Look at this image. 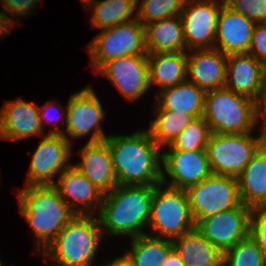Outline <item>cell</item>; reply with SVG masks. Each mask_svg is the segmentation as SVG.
<instances>
[{
  "mask_svg": "<svg viewBox=\"0 0 266 266\" xmlns=\"http://www.w3.org/2000/svg\"><path fill=\"white\" fill-rule=\"evenodd\" d=\"M107 142L118 185H148L161 183L162 148L148 130L131 135H108Z\"/></svg>",
  "mask_w": 266,
  "mask_h": 266,
  "instance_id": "obj_1",
  "label": "cell"
},
{
  "mask_svg": "<svg viewBox=\"0 0 266 266\" xmlns=\"http://www.w3.org/2000/svg\"><path fill=\"white\" fill-rule=\"evenodd\" d=\"M155 186L118 185L104 195L97 212L103 236H128L130 239L147 234Z\"/></svg>",
  "mask_w": 266,
  "mask_h": 266,
  "instance_id": "obj_2",
  "label": "cell"
},
{
  "mask_svg": "<svg viewBox=\"0 0 266 266\" xmlns=\"http://www.w3.org/2000/svg\"><path fill=\"white\" fill-rule=\"evenodd\" d=\"M18 198L20 212L36 235L34 241L40 254L77 216L53 185L25 186Z\"/></svg>",
  "mask_w": 266,
  "mask_h": 266,
  "instance_id": "obj_3",
  "label": "cell"
},
{
  "mask_svg": "<svg viewBox=\"0 0 266 266\" xmlns=\"http://www.w3.org/2000/svg\"><path fill=\"white\" fill-rule=\"evenodd\" d=\"M95 215L75 216L42 252L47 262L59 266H94L98 246L104 238Z\"/></svg>",
  "mask_w": 266,
  "mask_h": 266,
  "instance_id": "obj_4",
  "label": "cell"
},
{
  "mask_svg": "<svg viewBox=\"0 0 266 266\" xmlns=\"http://www.w3.org/2000/svg\"><path fill=\"white\" fill-rule=\"evenodd\" d=\"M203 118L212 133L253 132L256 125V101L222 87L205 94Z\"/></svg>",
  "mask_w": 266,
  "mask_h": 266,
  "instance_id": "obj_5",
  "label": "cell"
},
{
  "mask_svg": "<svg viewBox=\"0 0 266 266\" xmlns=\"http://www.w3.org/2000/svg\"><path fill=\"white\" fill-rule=\"evenodd\" d=\"M165 187V188H163ZM151 236L174 240L195 229L186 190L155 186L148 227Z\"/></svg>",
  "mask_w": 266,
  "mask_h": 266,
  "instance_id": "obj_6",
  "label": "cell"
},
{
  "mask_svg": "<svg viewBox=\"0 0 266 266\" xmlns=\"http://www.w3.org/2000/svg\"><path fill=\"white\" fill-rule=\"evenodd\" d=\"M86 48L94 72L115 58L148 55L144 25L138 19L102 30Z\"/></svg>",
  "mask_w": 266,
  "mask_h": 266,
  "instance_id": "obj_7",
  "label": "cell"
},
{
  "mask_svg": "<svg viewBox=\"0 0 266 266\" xmlns=\"http://www.w3.org/2000/svg\"><path fill=\"white\" fill-rule=\"evenodd\" d=\"M261 147L259 136H253L252 132L212 133L206 146L212 173L237 178Z\"/></svg>",
  "mask_w": 266,
  "mask_h": 266,
  "instance_id": "obj_8",
  "label": "cell"
},
{
  "mask_svg": "<svg viewBox=\"0 0 266 266\" xmlns=\"http://www.w3.org/2000/svg\"><path fill=\"white\" fill-rule=\"evenodd\" d=\"M195 225L203 218L227 211L241 204L236 177L215 175L186 189Z\"/></svg>",
  "mask_w": 266,
  "mask_h": 266,
  "instance_id": "obj_9",
  "label": "cell"
},
{
  "mask_svg": "<svg viewBox=\"0 0 266 266\" xmlns=\"http://www.w3.org/2000/svg\"><path fill=\"white\" fill-rule=\"evenodd\" d=\"M67 105L66 133L63 136L70 142L91 134L87 142H100L106 139L101 126L105 119L102 104L91 86H86L70 96ZM68 135V136H67Z\"/></svg>",
  "mask_w": 266,
  "mask_h": 266,
  "instance_id": "obj_10",
  "label": "cell"
},
{
  "mask_svg": "<svg viewBox=\"0 0 266 266\" xmlns=\"http://www.w3.org/2000/svg\"><path fill=\"white\" fill-rule=\"evenodd\" d=\"M41 138L31 157L25 186L54 185L53 177L72 165L68 161L73 157V145L62 134L47 133Z\"/></svg>",
  "mask_w": 266,
  "mask_h": 266,
  "instance_id": "obj_11",
  "label": "cell"
},
{
  "mask_svg": "<svg viewBox=\"0 0 266 266\" xmlns=\"http://www.w3.org/2000/svg\"><path fill=\"white\" fill-rule=\"evenodd\" d=\"M252 208L240 204L201 219L195 229L222 254L249 236Z\"/></svg>",
  "mask_w": 266,
  "mask_h": 266,
  "instance_id": "obj_12",
  "label": "cell"
},
{
  "mask_svg": "<svg viewBox=\"0 0 266 266\" xmlns=\"http://www.w3.org/2000/svg\"><path fill=\"white\" fill-rule=\"evenodd\" d=\"M162 151L161 183L186 190L213 173L206 150H173L168 145ZM169 179L167 180V176Z\"/></svg>",
  "mask_w": 266,
  "mask_h": 266,
  "instance_id": "obj_13",
  "label": "cell"
},
{
  "mask_svg": "<svg viewBox=\"0 0 266 266\" xmlns=\"http://www.w3.org/2000/svg\"><path fill=\"white\" fill-rule=\"evenodd\" d=\"M224 0H185L180 13L187 51L214 48L218 15Z\"/></svg>",
  "mask_w": 266,
  "mask_h": 266,
  "instance_id": "obj_14",
  "label": "cell"
},
{
  "mask_svg": "<svg viewBox=\"0 0 266 266\" xmlns=\"http://www.w3.org/2000/svg\"><path fill=\"white\" fill-rule=\"evenodd\" d=\"M98 71L130 102L139 100L150 89L147 56L115 58L105 62Z\"/></svg>",
  "mask_w": 266,
  "mask_h": 266,
  "instance_id": "obj_15",
  "label": "cell"
},
{
  "mask_svg": "<svg viewBox=\"0 0 266 266\" xmlns=\"http://www.w3.org/2000/svg\"><path fill=\"white\" fill-rule=\"evenodd\" d=\"M40 124L39 107L22 98L8 100L0 111V138L20 141L33 136H45Z\"/></svg>",
  "mask_w": 266,
  "mask_h": 266,
  "instance_id": "obj_16",
  "label": "cell"
},
{
  "mask_svg": "<svg viewBox=\"0 0 266 266\" xmlns=\"http://www.w3.org/2000/svg\"><path fill=\"white\" fill-rule=\"evenodd\" d=\"M53 186L77 215L95 214L91 209L99 211L103 202L104 194L73 165L58 176Z\"/></svg>",
  "mask_w": 266,
  "mask_h": 266,
  "instance_id": "obj_17",
  "label": "cell"
},
{
  "mask_svg": "<svg viewBox=\"0 0 266 266\" xmlns=\"http://www.w3.org/2000/svg\"><path fill=\"white\" fill-rule=\"evenodd\" d=\"M256 23L222 4L218 15L214 48L225 55L248 53Z\"/></svg>",
  "mask_w": 266,
  "mask_h": 266,
  "instance_id": "obj_18",
  "label": "cell"
},
{
  "mask_svg": "<svg viewBox=\"0 0 266 266\" xmlns=\"http://www.w3.org/2000/svg\"><path fill=\"white\" fill-rule=\"evenodd\" d=\"M264 68L249 53L227 55L225 87L257 101L263 95Z\"/></svg>",
  "mask_w": 266,
  "mask_h": 266,
  "instance_id": "obj_19",
  "label": "cell"
},
{
  "mask_svg": "<svg viewBox=\"0 0 266 266\" xmlns=\"http://www.w3.org/2000/svg\"><path fill=\"white\" fill-rule=\"evenodd\" d=\"M81 161L72 164L104 195L118 186L112 156L105 140L86 142L78 151Z\"/></svg>",
  "mask_w": 266,
  "mask_h": 266,
  "instance_id": "obj_20",
  "label": "cell"
},
{
  "mask_svg": "<svg viewBox=\"0 0 266 266\" xmlns=\"http://www.w3.org/2000/svg\"><path fill=\"white\" fill-rule=\"evenodd\" d=\"M190 51L192 53H187V79L205 92L225 87L227 55L215 48Z\"/></svg>",
  "mask_w": 266,
  "mask_h": 266,
  "instance_id": "obj_21",
  "label": "cell"
},
{
  "mask_svg": "<svg viewBox=\"0 0 266 266\" xmlns=\"http://www.w3.org/2000/svg\"><path fill=\"white\" fill-rule=\"evenodd\" d=\"M206 92L188 79L157 92L155 109L187 113L203 117Z\"/></svg>",
  "mask_w": 266,
  "mask_h": 266,
  "instance_id": "obj_22",
  "label": "cell"
},
{
  "mask_svg": "<svg viewBox=\"0 0 266 266\" xmlns=\"http://www.w3.org/2000/svg\"><path fill=\"white\" fill-rule=\"evenodd\" d=\"M241 203L266 207V149L261 147L237 176Z\"/></svg>",
  "mask_w": 266,
  "mask_h": 266,
  "instance_id": "obj_23",
  "label": "cell"
},
{
  "mask_svg": "<svg viewBox=\"0 0 266 266\" xmlns=\"http://www.w3.org/2000/svg\"><path fill=\"white\" fill-rule=\"evenodd\" d=\"M148 54L157 52H187L183 22L180 15L144 25Z\"/></svg>",
  "mask_w": 266,
  "mask_h": 266,
  "instance_id": "obj_24",
  "label": "cell"
},
{
  "mask_svg": "<svg viewBox=\"0 0 266 266\" xmlns=\"http://www.w3.org/2000/svg\"><path fill=\"white\" fill-rule=\"evenodd\" d=\"M149 85L160 90L173 87L187 79V52H157L147 55Z\"/></svg>",
  "mask_w": 266,
  "mask_h": 266,
  "instance_id": "obj_25",
  "label": "cell"
},
{
  "mask_svg": "<svg viewBox=\"0 0 266 266\" xmlns=\"http://www.w3.org/2000/svg\"><path fill=\"white\" fill-rule=\"evenodd\" d=\"M172 242L185 266H222L223 254L196 229Z\"/></svg>",
  "mask_w": 266,
  "mask_h": 266,
  "instance_id": "obj_26",
  "label": "cell"
},
{
  "mask_svg": "<svg viewBox=\"0 0 266 266\" xmlns=\"http://www.w3.org/2000/svg\"><path fill=\"white\" fill-rule=\"evenodd\" d=\"M137 5V0H93L84 8H92V26L105 30L137 19V14H134Z\"/></svg>",
  "mask_w": 266,
  "mask_h": 266,
  "instance_id": "obj_27",
  "label": "cell"
},
{
  "mask_svg": "<svg viewBox=\"0 0 266 266\" xmlns=\"http://www.w3.org/2000/svg\"><path fill=\"white\" fill-rule=\"evenodd\" d=\"M131 240V249L126 254L134 266H162L174 249L172 240L151 236H137Z\"/></svg>",
  "mask_w": 266,
  "mask_h": 266,
  "instance_id": "obj_28",
  "label": "cell"
},
{
  "mask_svg": "<svg viewBox=\"0 0 266 266\" xmlns=\"http://www.w3.org/2000/svg\"><path fill=\"white\" fill-rule=\"evenodd\" d=\"M155 119L147 129L155 142L163 148L169 145L196 118L187 113L165 109H155Z\"/></svg>",
  "mask_w": 266,
  "mask_h": 266,
  "instance_id": "obj_29",
  "label": "cell"
},
{
  "mask_svg": "<svg viewBox=\"0 0 266 266\" xmlns=\"http://www.w3.org/2000/svg\"><path fill=\"white\" fill-rule=\"evenodd\" d=\"M222 266H266V256L248 236L223 253Z\"/></svg>",
  "mask_w": 266,
  "mask_h": 266,
  "instance_id": "obj_30",
  "label": "cell"
},
{
  "mask_svg": "<svg viewBox=\"0 0 266 266\" xmlns=\"http://www.w3.org/2000/svg\"><path fill=\"white\" fill-rule=\"evenodd\" d=\"M211 134L207 122L203 117H199L192 121L168 146L173 150H206Z\"/></svg>",
  "mask_w": 266,
  "mask_h": 266,
  "instance_id": "obj_31",
  "label": "cell"
},
{
  "mask_svg": "<svg viewBox=\"0 0 266 266\" xmlns=\"http://www.w3.org/2000/svg\"><path fill=\"white\" fill-rule=\"evenodd\" d=\"M185 0H142L137 19L143 24H150L162 19L180 15Z\"/></svg>",
  "mask_w": 266,
  "mask_h": 266,
  "instance_id": "obj_32",
  "label": "cell"
},
{
  "mask_svg": "<svg viewBox=\"0 0 266 266\" xmlns=\"http://www.w3.org/2000/svg\"><path fill=\"white\" fill-rule=\"evenodd\" d=\"M224 3L256 24L266 23V0H224Z\"/></svg>",
  "mask_w": 266,
  "mask_h": 266,
  "instance_id": "obj_33",
  "label": "cell"
},
{
  "mask_svg": "<svg viewBox=\"0 0 266 266\" xmlns=\"http://www.w3.org/2000/svg\"><path fill=\"white\" fill-rule=\"evenodd\" d=\"M249 236L266 256V207L252 208Z\"/></svg>",
  "mask_w": 266,
  "mask_h": 266,
  "instance_id": "obj_34",
  "label": "cell"
},
{
  "mask_svg": "<svg viewBox=\"0 0 266 266\" xmlns=\"http://www.w3.org/2000/svg\"><path fill=\"white\" fill-rule=\"evenodd\" d=\"M40 0H0L2 11L16 24L19 17L29 16L31 9L36 8ZM11 16L14 18H11ZM15 16V17H14ZM15 20V21H14Z\"/></svg>",
  "mask_w": 266,
  "mask_h": 266,
  "instance_id": "obj_35",
  "label": "cell"
},
{
  "mask_svg": "<svg viewBox=\"0 0 266 266\" xmlns=\"http://www.w3.org/2000/svg\"><path fill=\"white\" fill-rule=\"evenodd\" d=\"M248 53L266 65V23L255 25Z\"/></svg>",
  "mask_w": 266,
  "mask_h": 266,
  "instance_id": "obj_36",
  "label": "cell"
},
{
  "mask_svg": "<svg viewBox=\"0 0 266 266\" xmlns=\"http://www.w3.org/2000/svg\"><path fill=\"white\" fill-rule=\"evenodd\" d=\"M58 106L59 107L56 108V104L54 106V102L53 101L52 102L51 101H47V102H45V104H43V106H39L38 105V107H39V116H40V124H41L42 128L44 126V121H45V123L46 122L48 123L49 121L52 120V118H50V116H49L50 115L49 112H51V110H53V109L56 112L58 111V113H61V111H62L63 114L62 113L59 114L60 115L59 117H61L60 118L61 120L64 119V122L63 123H65V125H66V117H67L66 112H67V108H65L64 106L62 107V105H58ZM64 108H65V110H64ZM54 118H53V120H54ZM58 123L59 122L58 121L56 122V120H54L52 122L51 125L52 126H55V127L52 130H49V134H62L63 135L64 131L62 130V128H60V126L58 125Z\"/></svg>",
  "mask_w": 266,
  "mask_h": 266,
  "instance_id": "obj_37",
  "label": "cell"
},
{
  "mask_svg": "<svg viewBox=\"0 0 266 266\" xmlns=\"http://www.w3.org/2000/svg\"><path fill=\"white\" fill-rule=\"evenodd\" d=\"M260 118L264 119V123L260 126L259 131V139L261 142V146L266 149V95H262L256 101V123H259L261 120Z\"/></svg>",
  "mask_w": 266,
  "mask_h": 266,
  "instance_id": "obj_38",
  "label": "cell"
},
{
  "mask_svg": "<svg viewBox=\"0 0 266 266\" xmlns=\"http://www.w3.org/2000/svg\"><path fill=\"white\" fill-rule=\"evenodd\" d=\"M15 23L1 10L0 12V38H4L14 29Z\"/></svg>",
  "mask_w": 266,
  "mask_h": 266,
  "instance_id": "obj_39",
  "label": "cell"
},
{
  "mask_svg": "<svg viewBox=\"0 0 266 266\" xmlns=\"http://www.w3.org/2000/svg\"><path fill=\"white\" fill-rule=\"evenodd\" d=\"M162 266H185V263L175 249H173L163 262Z\"/></svg>",
  "mask_w": 266,
  "mask_h": 266,
  "instance_id": "obj_40",
  "label": "cell"
},
{
  "mask_svg": "<svg viewBox=\"0 0 266 266\" xmlns=\"http://www.w3.org/2000/svg\"><path fill=\"white\" fill-rule=\"evenodd\" d=\"M102 266H134L131 259L128 257V255L125 253L124 255L120 257H116L112 262H107L106 264Z\"/></svg>",
  "mask_w": 266,
  "mask_h": 266,
  "instance_id": "obj_41",
  "label": "cell"
},
{
  "mask_svg": "<svg viewBox=\"0 0 266 266\" xmlns=\"http://www.w3.org/2000/svg\"><path fill=\"white\" fill-rule=\"evenodd\" d=\"M263 95H266V65L264 68V85H263Z\"/></svg>",
  "mask_w": 266,
  "mask_h": 266,
  "instance_id": "obj_42",
  "label": "cell"
},
{
  "mask_svg": "<svg viewBox=\"0 0 266 266\" xmlns=\"http://www.w3.org/2000/svg\"><path fill=\"white\" fill-rule=\"evenodd\" d=\"M82 5L85 7L88 3H90L93 0H80Z\"/></svg>",
  "mask_w": 266,
  "mask_h": 266,
  "instance_id": "obj_43",
  "label": "cell"
}]
</instances>
